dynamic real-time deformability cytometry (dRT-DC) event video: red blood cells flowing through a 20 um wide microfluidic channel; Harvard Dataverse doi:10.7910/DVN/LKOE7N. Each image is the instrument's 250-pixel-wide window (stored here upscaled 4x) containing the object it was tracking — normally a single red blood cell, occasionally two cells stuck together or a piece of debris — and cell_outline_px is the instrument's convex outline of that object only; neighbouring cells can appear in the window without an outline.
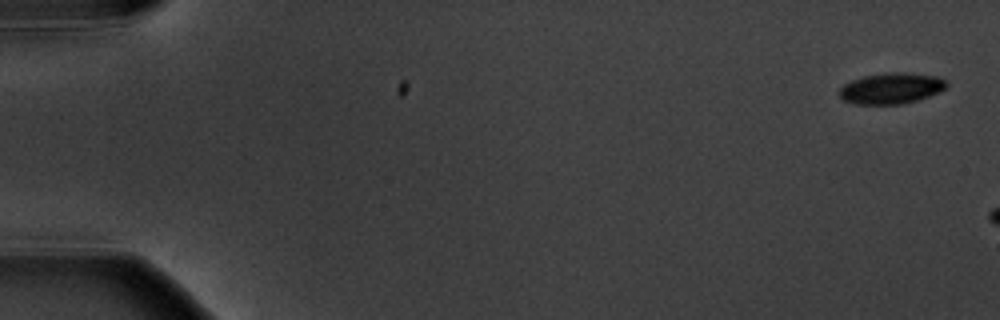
{"species": "common noctule bat (a hibernating species)", "species_latin": "Nyctalus noctula", "temperature_condition": "warm", "stored_images_in_passage": 3, "camera_frame_rate_fps": 3000, "um_per_image_px": 0.085, "animal": {"sex": "male", "body_mass_g": 20.1, "forearm_length_mm": 53.5}, "frame": {"image": 1, "passage_image": 1, "time_ms": 0.0, "image_size_px": [1000, 320], "cell_outline_px": [[948, 84], [944, 88], [928, 96], [916, 100], [900, 104], [856, 104], [844, 100], [840, 96], [840, 88], [844, 84], [852, 80], [864, 76], [884, 72], [904, 72], [936, 76], [944, 80]], "centroid_in_image_um": [75.72, 7.49], "position_along_channel_um": 9.3, "area_um2": 19.07}}